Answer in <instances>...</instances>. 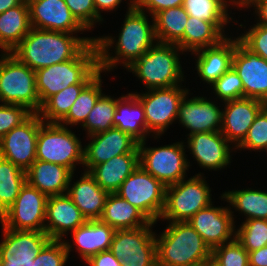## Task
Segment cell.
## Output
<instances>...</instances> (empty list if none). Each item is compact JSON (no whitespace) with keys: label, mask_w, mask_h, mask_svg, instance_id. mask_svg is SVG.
<instances>
[{"label":"cell","mask_w":267,"mask_h":266,"mask_svg":"<svg viewBox=\"0 0 267 266\" xmlns=\"http://www.w3.org/2000/svg\"><path fill=\"white\" fill-rule=\"evenodd\" d=\"M31 27L77 34L87 30L77 21L64 0H26Z\"/></svg>","instance_id":"obj_19"},{"label":"cell","mask_w":267,"mask_h":266,"mask_svg":"<svg viewBox=\"0 0 267 266\" xmlns=\"http://www.w3.org/2000/svg\"><path fill=\"white\" fill-rule=\"evenodd\" d=\"M176 85L169 88H158L135 93L144 108L147 131L153 138L162 137L169 125L177 120L179 103L189 88Z\"/></svg>","instance_id":"obj_11"},{"label":"cell","mask_w":267,"mask_h":266,"mask_svg":"<svg viewBox=\"0 0 267 266\" xmlns=\"http://www.w3.org/2000/svg\"><path fill=\"white\" fill-rule=\"evenodd\" d=\"M183 0H134V5L142 12H148L153 17L159 11L171 7L182 6Z\"/></svg>","instance_id":"obj_48"},{"label":"cell","mask_w":267,"mask_h":266,"mask_svg":"<svg viewBox=\"0 0 267 266\" xmlns=\"http://www.w3.org/2000/svg\"><path fill=\"white\" fill-rule=\"evenodd\" d=\"M155 235L157 266H200L212 255L188 221L169 222L161 234Z\"/></svg>","instance_id":"obj_4"},{"label":"cell","mask_w":267,"mask_h":266,"mask_svg":"<svg viewBox=\"0 0 267 266\" xmlns=\"http://www.w3.org/2000/svg\"><path fill=\"white\" fill-rule=\"evenodd\" d=\"M24 0H0V14L20 5Z\"/></svg>","instance_id":"obj_53"},{"label":"cell","mask_w":267,"mask_h":266,"mask_svg":"<svg viewBox=\"0 0 267 266\" xmlns=\"http://www.w3.org/2000/svg\"><path fill=\"white\" fill-rule=\"evenodd\" d=\"M114 128L129 134L138 143L148 136L147 124L143 105L134 93H128L117 100L113 116Z\"/></svg>","instance_id":"obj_29"},{"label":"cell","mask_w":267,"mask_h":266,"mask_svg":"<svg viewBox=\"0 0 267 266\" xmlns=\"http://www.w3.org/2000/svg\"><path fill=\"white\" fill-rule=\"evenodd\" d=\"M181 52L183 54L175 44L156 42L126 70L137 76L147 90L180 85L185 79Z\"/></svg>","instance_id":"obj_5"},{"label":"cell","mask_w":267,"mask_h":266,"mask_svg":"<svg viewBox=\"0 0 267 266\" xmlns=\"http://www.w3.org/2000/svg\"><path fill=\"white\" fill-rule=\"evenodd\" d=\"M14 255L9 259H0V266H24L19 264L17 261H14Z\"/></svg>","instance_id":"obj_55"},{"label":"cell","mask_w":267,"mask_h":266,"mask_svg":"<svg viewBox=\"0 0 267 266\" xmlns=\"http://www.w3.org/2000/svg\"><path fill=\"white\" fill-rule=\"evenodd\" d=\"M139 166L138 146L131 152L115 156L95 165L89 173L96 183L109 193H115L128 176Z\"/></svg>","instance_id":"obj_28"},{"label":"cell","mask_w":267,"mask_h":266,"mask_svg":"<svg viewBox=\"0 0 267 266\" xmlns=\"http://www.w3.org/2000/svg\"><path fill=\"white\" fill-rule=\"evenodd\" d=\"M221 200L229 203V209L239 211L245 219L267 220V191L246 188L241 190L225 191L220 196ZM234 208V209H233Z\"/></svg>","instance_id":"obj_33"},{"label":"cell","mask_w":267,"mask_h":266,"mask_svg":"<svg viewBox=\"0 0 267 266\" xmlns=\"http://www.w3.org/2000/svg\"><path fill=\"white\" fill-rule=\"evenodd\" d=\"M26 182L49 196L67 194L72 172L59 164L35 160L25 171Z\"/></svg>","instance_id":"obj_27"},{"label":"cell","mask_w":267,"mask_h":266,"mask_svg":"<svg viewBox=\"0 0 267 266\" xmlns=\"http://www.w3.org/2000/svg\"><path fill=\"white\" fill-rule=\"evenodd\" d=\"M101 71L81 90L68 114L59 122L63 126H81L102 93Z\"/></svg>","instance_id":"obj_36"},{"label":"cell","mask_w":267,"mask_h":266,"mask_svg":"<svg viewBox=\"0 0 267 266\" xmlns=\"http://www.w3.org/2000/svg\"><path fill=\"white\" fill-rule=\"evenodd\" d=\"M119 98L104 93L98 98L86 121L81 125L87 136L114 128L113 116Z\"/></svg>","instance_id":"obj_39"},{"label":"cell","mask_w":267,"mask_h":266,"mask_svg":"<svg viewBox=\"0 0 267 266\" xmlns=\"http://www.w3.org/2000/svg\"><path fill=\"white\" fill-rule=\"evenodd\" d=\"M155 224L115 231L110 251L122 266H157Z\"/></svg>","instance_id":"obj_12"},{"label":"cell","mask_w":267,"mask_h":266,"mask_svg":"<svg viewBox=\"0 0 267 266\" xmlns=\"http://www.w3.org/2000/svg\"><path fill=\"white\" fill-rule=\"evenodd\" d=\"M188 17L183 6L156 13L153 18L157 42L176 45L183 38Z\"/></svg>","instance_id":"obj_34"},{"label":"cell","mask_w":267,"mask_h":266,"mask_svg":"<svg viewBox=\"0 0 267 266\" xmlns=\"http://www.w3.org/2000/svg\"><path fill=\"white\" fill-rule=\"evenodd\" d=\"M47 200V195L26 182L0 223L12 230L44 231Z\"/></svg>","instance_id":"obj_13"},{"label":"cell","mask_w":267,"mask_h":266,"mask_svg":"<svg viewBox=\"0 0 267 266\" xmlns=\"http://www.w3.org/2000/svg\"><path fill=\"white\" fill-rule=\"evenodd\" d=\"M200 266H222V264L211 255Z\"/></svg>","instance_id":"obj_56"},{"label":"cell","mask_w":267,"mask_h":266,"mask_svg":"<svg viewBox=\"0 0 267 266\" xmlns=\"http://www.w3.org/2000/svg\"><path fill=\"white\" fill-rule=\"evenodd\" d=\"M115 231L114 228L100 220H87L71 232L74 245L64 240L68 256L75 247L77 249L75 252H78L80 258L86 262L91 256L110 250Z\"/></svg>","instance_id":"obj_25"},{"label":"cell","mask_w":267,"mask_h":266,"mask_svg":"<svg viewBox=\"0 0 267 266\" xmlns=\"http://www.w3.org/2000/svg\"><path fill=\"white\" fill-rule=\"evenodd\" d=\"M254 0H231L232 3V7H237V9L240 8V10H242V8H247V6L252 3ZM238 5V6H237ZM239 7V8H238Z\"/></svg>","instance_id":"obj_54"},{"label":"cell","mask_w":267,"mask_h":266,"mask_svg":"<svg viewBox=\"0 0 267 266\" xmlns=\"http://www.w3.org/2000/svg\"><path fill=\"white\" fill-rule=\"evenodd\" d=\"M235 239L248 253L267 246V220L244 219L236 228Z\"/></svg>","instance_id":"obj_40"},{"label":"cell","mask_w":267,"mask_h":266,"mask_svg":"<svg viewBox=\"0 0 267 266\" xmlns=\"http://www.w3.org/2000/svg\"><path fill=\"white\" fill-rule=\"evenodd\" d=\"M254 7V13L258 17L255 18L257 20L256 23L267 25V0H254L247 6L248 8Z\"/></svg>","instance_id":"obj_50"},{"label":"cell","mask_w":267,"mask_h":266,"mask_svg":"<svg viewBox=\"0 0 267 266\" xmlns=\"http://www.w3.org/2000/svg\"><path fill=\"white\" fill-rule=\"evenodd\" d=\"M0 103L26 106L33 113L40 111L35 71L11 53L0 54Z\"/></svg>","instance_id":"obj_7"},{"label":"cell","mask_w":267,"mask_h":266,"mask_svg":"<svg viewBox=\"0 0 267 266\" xmlns=\"http://www.w3.org/2000/svg\"><path fill=\"white\" fill-rule=\"evenodd\" d=\"M187 92L179 103L177 120L179 125L190 131L188 135L201 132H219L222 125V111L215 100L206 96L188 98ZM208 99V100H207Z\"/></svg>","instance_id":"obj_18"},{"label":"cell","mask_w":267,"mask_h":266,"mask_svg":"<svg viewBox=\"0 0 267 266\" xmlns=\"http://www.w3.org/2000/svg\"><path fill=\"white\" fill-rule=\"evenodd\" d=\"M205 178L200 172L188 180L183 178L178 183L167 186L159 220L186 222L199 210L213 203L211 188Z\"/></svg>","instance_id":"obj_6"},{"label":"cell","mask_w":267,"mask_h":266,"mask_svg":"<svg viewBox=\"0 0 267 266\" xmlns=\"http://www.w3.org/2000/svg\"><path fill=\"white\" fill-rule=\"evenodd\" d=\"M68 258L64 240H50L29 266H65Z\"/></svg>","instance_id":"obj_44"},{"label":"cell","mask_w":267,"mask_h":266,"mask_svg":"<svg viewBox=\"0 0 267 266\" xmlns=\"http://www.w3.org/2000/svg\"><path fill=\"white\" fill-rule=\"evenodd\" d=\"M3 239L0 242V259H9L29 266L43 247L51 240L45 231L12 230L2 225Z\"/></svg>","instance_id":"obj_23"},{"label":"cell","mask_w":267,"mask_h":266,"mask_svg":"<svg viewBox=\"0 0 267 266\" xmlns=\"http://www.w3.org/2000/svg\"><path fill=\"white\" fill-rule=\"evenodd\" d=\"M59 123L43 122L36 144V160L51 162L75 173L76 165H83L84 147L74 132Z\"/></svg>","instance_id":"obj_8"},{"label":"cell","mask_w":267,"mask_h":266,"mask_svg":"<svg viewBox=\"0 0 267 266\" xmlns=\"http://www.w3.org/2000/svg\"><path fill=\"white\" fill-rule=\"evenodd\" d=\"M33 114L26 106L0 104V139Z\"/></svg>","instance_id":"obj_47"},{"label":"cell","mask_w":267,"mask_h":266,"mask_svg":"<svg viewBox=\"0 0 267 266\" xmlns=\"http://www.w3.org/2000/svg\"><path fill=\"white\" fill-rule=\"evenodd\" d=\"M90 141L83 146L84 171L89 172L95 165L104 163L109 159L126 153H131L138 142L129 134L112 128L91 136Z\"/></svg>","instance_id":"obj_20"},{"label":"cell","mask_w":267,"mask_h":266,"mask_svg":"<svg viewBox=\"0 0 267 266\" xmlns=\"http://www.w3.org/2000/svg\"><path fill=\"white\" fill-rule=\"evenodd\" d=\"M231 5V0H183L182 4L189 16L212 22L226 37L225 26L233 20L228 13Z\"/></svg>","instance_id":"obj_35"},{"label":"cell","mask_w":267,"mask_h":266,"mask_svg":"<svg viewBox=\"0 0 267 266\" xmlns=\"http://www.w3.org/2000/svg\"><path fill=\"white\" fill-rule=\"evenodd\" d=\"M249 266H267V246L249 252Z\"/></svg>","instance_id":"obj_51"},{"label":"cell","mask_w":267,"mask_h":266,"mask_svg":"<svg viewBox=\"0 0 267 266\" xmlns=\"http://www.w3.org/2000/svg\"><path fill=\"white\" fill-rule=\"evenodd\" d=\"M221 134L236 148L246 137L256 115L266 105L261 100L241 98L222 104Z\"/></svg>","instance_id":"obj_21"},{"label":"cell","mask_w":267,"mask_h":266,"mask_svg":"<svg viewBox=\"0 0 267 266\" xmlns=\"http://www.w3.org/2000/svg\"><path fill=\"white\" fill-rule=\"evenodd\" d=\"M73 177L74 173L69 180L67 195L79 208L86 220H99L109 192L102 189L96 183L95 178L87 171H84L76 182L72 181Z\"/></svg>","instance_id":"obj_26"},{"label":"cell","mask_w":267,"mask_h":266,"mask_svg":"<svg viewBox=\"0 0 267 266\" xmlns=\"http://www.w3.org/2000/svg\"><path fill=\"white\" fill-rule=\"evenodd\" d=\"M99 220L115 230L136 229L151 222L139 209L116 193H109Z\"/></svg>","instance_id":"obj_31"},{"label":"cell","mask_w":267,"mask_h":266,"mask_svg":"<svg viewBox=\"0 0 267 266\" xmlns=\"http://www.w3.org/2000/svg\"><path fill=\"white\" fill-rule=\"evenodd\" d=\"M95 37L31 28L10 52L32 70L74 59Z\"/></svg>","instance_id":"obj_2"},{"label":"cell","mask_w":267,"mask_h":266,"mask_svg":"<svg viewBox=\"0 0 267 266\" xmlns=\"http://www.w3.org/2000/svg\"><path fill=\"white\" fill-rule=\"evenodd\" d=\"M43 122L38 113H33L5 134L0 139V157L26 171L36 160L37 137Z\"/></svg>","instance_id":"obj_14"},{"label":"cell","mask_w":267,"mask_h":266,"mask_svg":"<svg viewBox=\"0 0 267 266\" xmlns=\"http://www.w3.org/2000/svg\"><path fill=\"white\" fill-rule=\"evenodd\" d=\"M232 67L242 80L244 97L267 104V60L252 53L235 37Z\"/></svg>","instance_id":"obj_16"},{"label":"cell","mask_w":267,"mask_h":266,"mask_svg":"<svg viewBox=\"0 0 267 266\" xmlns=\"http://www.w3.org/2000/svg\"><path fill=\"white\" fill-rule=\"evenodd\" d=\"M212 256L222 266H249V253L236 239L214 248L212 250Z\"/></svg>","instance_id":"obj_43"},{"label":"cell","mask_w":267,"mask_h":266,"mask_svg":"<svg viewBox=\"0 0 267 266\" xmlns=\"http://www.w3.org/2000/svg\"><path fill=\"white\" fill-rule=\"evenodd\" d=\"M25 183L26 172L0 157V217L13 205Z\"/></svg>","instance_id":"obj_37"},{"label":"cell","mask_w":267,"mask_h":266,"mask_svg":"<svg viewBox=\"0 0 267 266\" xmlns=\"http://www.w3.org/2000/svg\"><path fill=\"white\" fill-rule=\"evenodd\" d=\"M165 191L166 186L139 165L115 193L157 223L164 208Z\"/></svg>","instance_id":"obj_10"},{"label":"cell","mask_w":267,"mask_h":266,"mask_svg":"<svg viewBox=\"0 0 267 266\" xmlns=\"http://www.w3.org/2000/svg\"><path fill=\"white\" fill-rule=\"evenodd\" d=\"M213 86V87H212ZM213 93L221 102L244 98L243 83L237 72L231 67L211 85Z\"/></svg>","instance_id":"obj_42"},{"label":"cell","mask_w":267,"mask_h":266,"mask_svg":"<svg viewBox=\"0 0 267 266\" xmlns=\"http://www.w3.org/2000/svg\"><path fill=\"white\" fill-rule=\"evenodd\" d=\"M200 168L219 171L231 164L232 151L237 152L219 132H201L188 135L184 142ZM232 145V146H230ZM233 147V148H232ZM231 153V154H230Z\"/></svg>","instance_id":"obj_17"},{"label":"cell","mask_w":267,"mask_h":266,"mask_svg":"<svg viewBox=\"0 0 267 266\" xmlns=\"http://www.w3.org/2000/svg\"><path fill=\"white\" fill-rule=\"evenodd\" d=\"M86 263L88 266H122L120 260L110 250L91 256Z\"/></svg>","instance_id":"obj_49"},{"label":"cell","mask_w":267,"mask_h":266,"mask_svg":"<svg viewBox=\"0 0 267 266\" xmlns=\"http://www.w3.org/2000/svg\"><path fill=\"white\" fill-rule=\"evenodd\" d=\"M224 38L226 36L212 22L189 16L183 38L176 45L187 54L217 45Z\"/></svg>","instance_id":"obj_32"},{"label":"cell","mask_w":267,"mask_h":266,"mask_svg":"<svg viewBox=\"0 0 267 266\" xmlns=\"http://www.w3.org/2000/svg\"><path fill=\"white\" fill-rule=\"evenodd\" d=\"M77 21L90 31L98 22H103V17L96 13L94 0H64ZM95 25V26H94Z\"/></svg>","instance_id":"obj_46"},{"label":"cell","mask_w":267,"mask_h":266,"mask_svg":"<svg viewBox=\"0 0 267 266\" xmlns=\"http://www.w3.org/2000/svg\"><path fill=\"white\" fill-rule=\"evenodd\" d=\"M267 148V104L256 115L246 137L236 150L263 152Z\"/></svg>","instance_id":"obj_41"},{"label":"cell","mask_w":267,"mask_h":266,"mask_svg":"<svg viewBox=\"0 0 267 266\" xmlns=\"http://www.w3.org/2000/svg\"><path fill=\"white\" fill-rule=\"evenodd\" d=\"M129 1L118 39L113 35L95 37L101 72L110 73L119 63L127 69L157 42L154 18L150 17V23L148 15L134 5V0ZM111 48H115L114 55L110 53Z\"/></svg>","instance_id":"obj_1"},{"label":"cell","mask_w":267,"mask_h":266,"mask_svg":"<svg viewBox=\"0 0 267 266\" xmlns=\"http://www.w3.org/2000/svg\"><path fill=\"white\" fill-rule=\"evenodd\" d=\"M146 144V140L138 143L139 165L146 172L166 187L187 177L186 172L191 165L186 158L184 140L160 147H148Z\"/></svg>","instance_id":"obj_9"},{"label":"cell","mask_w":267,"mask_h":266,"mask_svg":"<svg viewBox=\"0 0 267 266\" xmlns=\"http://www.w3.org/2000/svg\"><path fill=\"white\" fill-rule=\"evenodd\" d=\"M100 71L95 42L88 44L74 59L35 71L40 109L52 95L73 84H88Z\"/></svg>","instance_id":"obj_3"},{"label":"cell","mask_w":267,"mask_h":266,"mask_svg":"<svg viewBox=\"0 0 267 266\" xmlns=\"http://www.w3.org/2000/svg\"><path fill=\"white\" fill-rule=\"evenodd\" d=\"M87 84H73L49 97L38 112L46 123H59L69 112L81 90Z\"/></svg>","instance_id":"obj_38"},{"label":"cell","mask_w":267,"mask_h":266,"mask_svg":"<svg viewBox=\"0 0 267 266\" xmlns=\"http://www.w3.org/2000/svg\"><path fill=\"white\" fill-rule=\"evenodd\" d=\"M233 38L228 36L217 45L191 53L196 56L195 69L204 84L211 86L232 67L235 51V37Z\"/></svg>","instance_id":"obj_24"},{"label":"cell","mask_w":267,"mask_h":266,"mask_svg":"<svg viewBox=\"0 0 267 266\" xmlns=\"http://www.w3.org/2000/svg\"><path fill=\"white\" fill-rule=\"evenodd\" d=\"M209 206L199 210L189 220V224L203 238L211 250L235 239L236 225L234 211L229 206Z\"/></svg>","instance_id":"obj_15"},{"label":"cell","mask_w":267,"mask_h":266,"mask_svg":"<svg viewBox=\"0 0 267 266\" xmlns=\"http://www.w3.org/2000/svg\"><path fill=\"white\" fill-rule=\"evenodd\" d=\"M86 221L67 194L48 197L44 231L51 240H64L69 231H74Z\"/></svg>","instance_id":"obj_22"},{"label":"cell","mask_w":267,"mask_h":266,"mask_svg":"<svg viewBox=\"0 0 267 266\" xmlns=\"http://www.w3.org/2000/svg\"><path fill=\"white\" fill-rule=\"evenodd\" d=\"M246 31V25L244 33L238 36L239 41L252 53L259 55L267 60V25L253 24Z\"/></svg>","instance_id":"obj_45"},{"label":"cell","mask_w":267,"mask_h":266,"mask_svg":"<svg viewBox=\"0 0 267 266\" xmlns=\"http://www.w3.org/2000/svg\"><path fill=\"white\" fill-rule=\"evenodd\" d=\"M29 7L26 0L0 14V51L10 53L30 32Z\"/></svg>","instance_id":"obj_30"},{"label":"cell","mask_w":267,"mask_h":266,"mask_svg":"<svg viewBox=\"0 0 267 266\" xmlns=\"http://www.w3.org/2000/svg\"><path fill=\"white\" fill-rule=\"evenodd\" d=\"M121 2H123L122 0H94L95 3V9H96V13L102 17L101 12L102 11H106V12H110V11H115V9H117Z\"/></svg>","instance_id":"obj_52"}]
</instances>
